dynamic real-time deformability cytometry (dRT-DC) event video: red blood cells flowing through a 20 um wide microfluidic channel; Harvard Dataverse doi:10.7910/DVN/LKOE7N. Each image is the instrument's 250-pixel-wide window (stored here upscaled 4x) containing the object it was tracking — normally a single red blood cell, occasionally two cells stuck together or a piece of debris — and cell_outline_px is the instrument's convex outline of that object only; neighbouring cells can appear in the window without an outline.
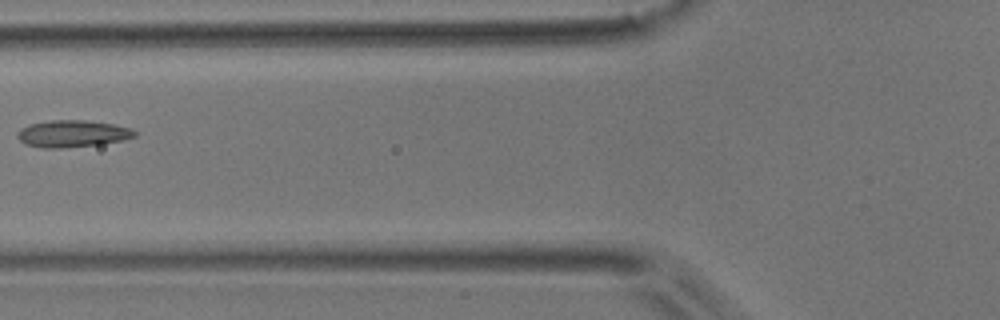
{"species": "common noctule bat (a hibernating species)", "species_latin": "Nyctalus noctula", "temperature_condition": "room temperature", "stored_images_in_passage": 7, "camera_frame_rate_fps": 3000, "um_per_image_px": 0.085, "animal": {"sex": "male", "body_mass_g": 17.9}, "frame": {"image": 1, "passage_image": 5, "time_ms": 1.333, "image_size_px": [1000, 320], "cell_outline_px": [[136, 136], [124, 140], [100, 144], [60, 148], [40, 148], [24, 144], [16, 136], [16, 132], [20, 128], [32, 124], [52, 120], [84, 120], [112, 124], [132, 128], [136, 132]], "centroid_in_image_um": [6.14, 11.37], "position_along_channel_um": 119.7, "area_um2": 18.44}}
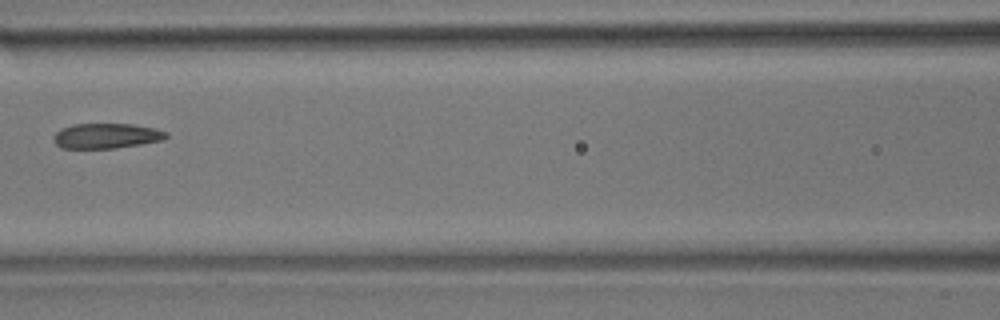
{"frame": {"image": 2, "passage_image": 6, "time_ms": 1.667, "image_size_px": [1000, 320], "cell_outline_px": [[168, 136], [164, 140], [116, 148], [60, 148], [52, 140], [52, 136], [60, 128], [72, 124], [132, 124], [156, 128], [168, 132]], "centroid_in_image_um": [9.03, 11.54], "position_along_channel_um": 157.6, "area_um2": 16.7}}
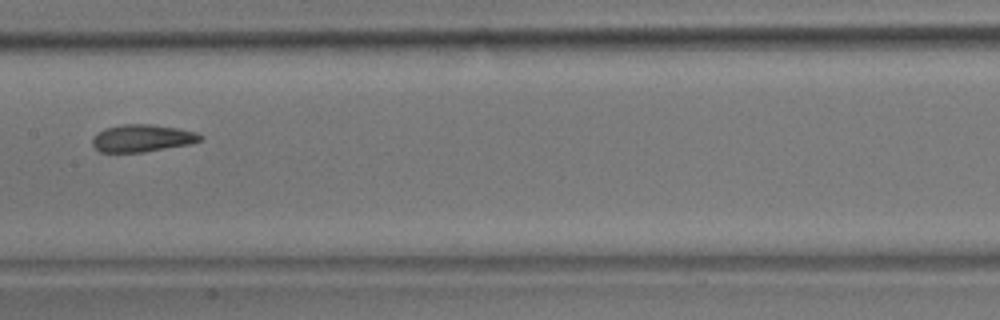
{"frame": {"image": 3, "passage_image": 7, "time_ms": 2.0, "image_size_px": [1000, 320], "cell_outline_px": [[204, 136], [200, 140], [192, 144], [144, 152], [100, 152], [92, 144], [92, 140], [104, 128], [120, 124], [152, 124], [176, 128], [196, 132]], "centroid_in_image_um": [12.11, 11.74], "position_along_channel_um": 195.3, "area_um2": 17.17}}